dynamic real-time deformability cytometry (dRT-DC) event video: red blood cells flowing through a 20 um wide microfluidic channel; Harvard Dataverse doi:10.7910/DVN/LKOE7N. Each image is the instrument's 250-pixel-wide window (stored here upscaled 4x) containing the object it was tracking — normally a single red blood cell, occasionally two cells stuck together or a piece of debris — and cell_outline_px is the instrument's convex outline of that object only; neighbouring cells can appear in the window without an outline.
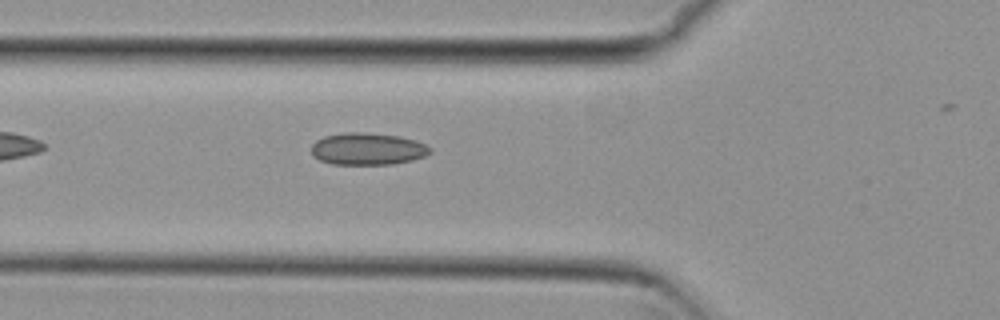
{"species": "common noctule bat (a hibernating species)", "species_latin": "Nyctalus noctula", "temperature_condition": "cold", "stored_images_in_passage": 28, "camera_frame_rate_fps": 3000, "um_per_image_px": 0.085, "animal": {"sex": "female", "body_mass_g": 29.2, "forearm_length_mm": 56.3}, "frame": {"image": 1, "passage_image": 4, "time_ms": 1.0, "image_size_px": [1000, 320], "cell_outline_px": [[432, 152], [424, 156], [412, 160], [392, 164], [332, 164], [320, 160], [312, 156], [312, 144], [316, 140], [324, 136], [348, 132], [364, 132], [400, 136], [416, 140], [432, 148]], "centroid_in_image_um": [31.25, 12.65], "position_along_channel_um": 94.6, "area_um2": 22.25}}
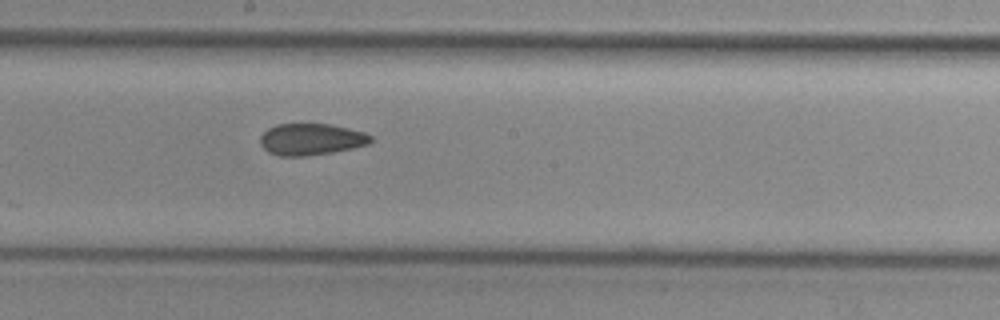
{"frame": {"image": 2, "passage_image": 14, "time_ms": 4.333, "image_size_px": [1000, 320], "cell_outline_px": [[372, 140], [368, 144], [352, 148], [332, 152], [308, 156], [280, 156], [268, 152], [260, 144], [260, 136], [268, 128], [276, 124], [328, 124], [348, 128], [364, 132], [372, 136]], "centroid_in_image_um": [26.43, 11.84], "position_along_channel_um": 221.8, "area_um2": 20.35}}
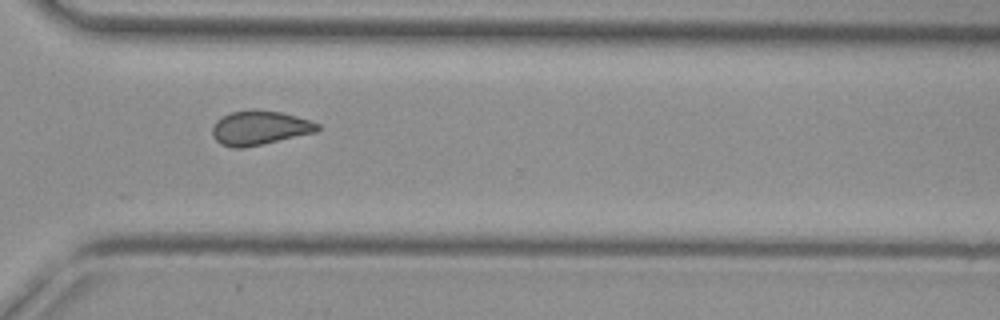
{"frame": {"image": 3, "passage_image": 24, "time_ms": 7.667, "image_size_px": [1000, 320], "cell_outline_px": [[320, 128], [316, 132], [244, 148], [232, 148], [220, 144], [212, 136], [212, 128], [216, 120], [232, 112], [284, 112], [320, 124]], "centroid_in_image_um": [22.06, 10.91], "position_along_channel_um": 348.5, "area_um2": 20.4}, "authors_computed_cell_mechanics": {"area_um2": 20.808, "velocity_mm_per_s": 3.8005, "shape_relaxation_time_tau1_ms": null, "shape_relaxation_time_tau2_ms": 2.0854, "deformation_change_tau1": null, "deformation_change_tau2": 0.0769}}